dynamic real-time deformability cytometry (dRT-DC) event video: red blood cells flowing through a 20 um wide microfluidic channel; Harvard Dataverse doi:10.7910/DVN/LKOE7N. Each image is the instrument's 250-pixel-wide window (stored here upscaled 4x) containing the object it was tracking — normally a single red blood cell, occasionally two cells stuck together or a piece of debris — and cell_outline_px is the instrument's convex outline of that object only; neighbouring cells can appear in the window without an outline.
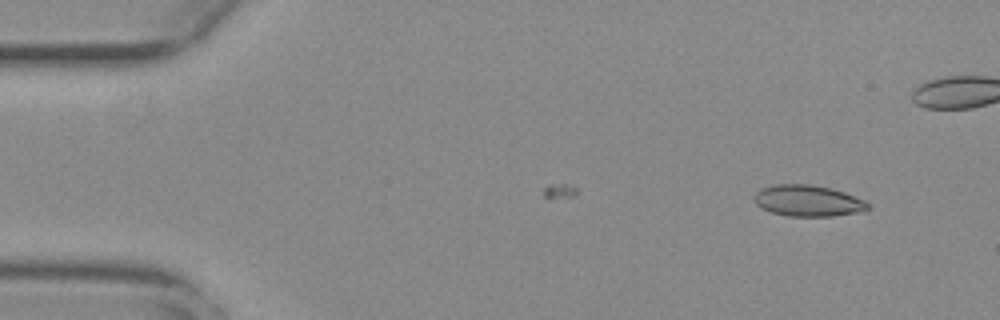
{"species": "common noctule bat (a hibernating species)", "species_latin": "Nyctalus noctula", "temperature_condition": "warm", "stored_images_in_passage": 46, "camera_frame_rate_fps": 3000, "um_per_image_px": 0.085, "animal": {"sex": "female", "body_mass_g": 29.2, "forearm_length_mm": 56.3}, "frame": {"image": 1, "passage_image": 2, "time_ms": 0.333, "image_size_px": [1000, 320], "cell_outline_px": [[872, 208], [860, 212], [832, 216], [788, 216], [772, 212], [760, 208], [752, 200], [752, 196], [760, 188], [776, 184], [808, 184], [832, 188], [844, 192], [864, 200], [872, 204]], "centroid_in_image_um": [68.67, 17.06], "position_along_channel_um": 16.3, "area_um2": 21.04}}
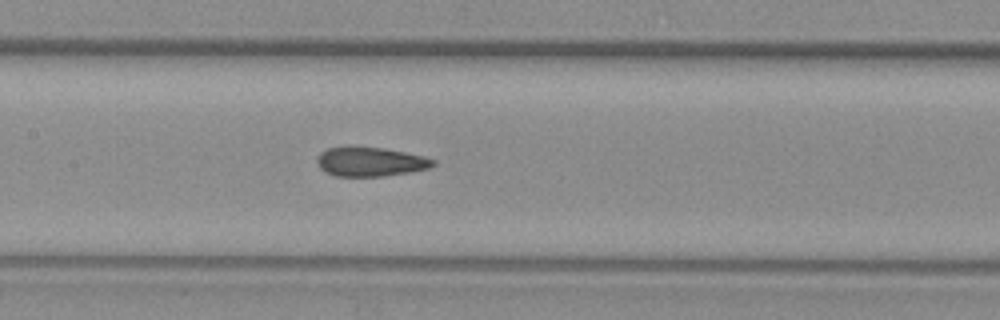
{"frame": {"image": 2, "passage_image": 23, "time_ms": 7.333, "image_size_px": [1000, 320], "cell_outline_px": [[436, 164], [428, 168], [408, 172], [384, 176], [336, 176], [324, 172], [320, 168], [316, 160], [320, 152], [328, 148], [384, 148], [424, 156], [436, 160]], "centroid_in_image_um": [31.49, 13.76], "position_along_channel_um": 175.9, "area_um2": 19.42}}
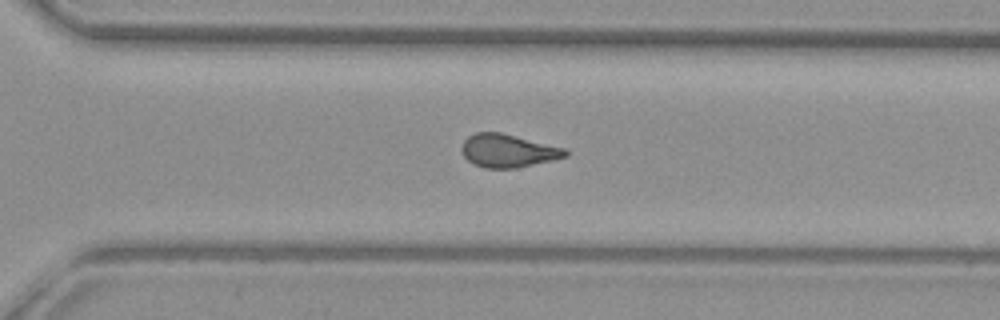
{"frame": {"image": 3, "passage_image": 35, "time_ms": 11.333, "image_size_px": [1000, 320], "cell_outline_px": [[568, 156], [552, 160], [516, 168], [484, 168], [472, 164], [464, 156], [460, 148], [464, 140], [468, 136], [476, 132], [500, 132], [568, 148]], "centroid_in_image_um": [43.18, 12.81], "position_along_channel_um": 327.4, "area_um2": 20.23}, "authors_computed_cell_mechanics": {"area_um2": 20.23, "velocity_mm_per_s": 3.8006, "shape_relaxation_time_tau1_ms": null, "shape_relaxation_time_tau2_ms": 2.2381, "deformation_change_tau1": null, "deformation_change_tau2": 0.0996}}